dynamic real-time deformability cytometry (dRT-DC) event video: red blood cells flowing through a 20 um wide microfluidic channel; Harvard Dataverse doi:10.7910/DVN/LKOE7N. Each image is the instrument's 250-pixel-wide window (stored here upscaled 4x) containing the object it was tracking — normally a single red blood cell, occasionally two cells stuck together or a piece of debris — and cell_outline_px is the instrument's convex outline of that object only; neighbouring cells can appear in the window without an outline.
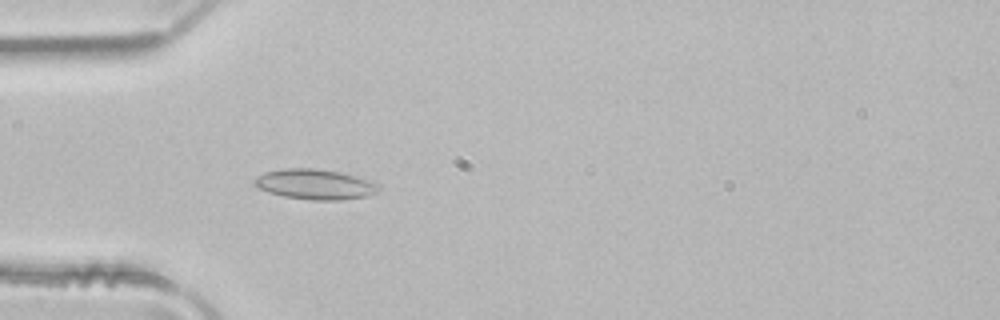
{"species": "common noctule bat (a hibernating species)", "species_latin": "Nyctalus noctula", "temperature_condition": "room temperature", "stored_images_in_passage": 2, "camera_frame_rate_fps": 3000, "um_per_image_px": 0.085, "animal": {"sex": "male", "body_mass_g": 21.5, "forearm_length_mm": 52.0}, "frame": {"image": 1, "passage_image": 2, "time_ms": 0.333, "image_size_px": [1000, 320], "cell_outline_px": [[380, 188], [376, 192], [368, 196], [340, 200], [312, 200], [284, 196], [268, 192], [252, 184], [252, 180], [256, 176], [264, 172], [284, 168], [312, 168], [340, 172], [356, 176], [380, 184]], "centroid_in_image_um": [26.75, 15.66], "position_along_channel_um": 58.2, "area_um2": 21.96}}